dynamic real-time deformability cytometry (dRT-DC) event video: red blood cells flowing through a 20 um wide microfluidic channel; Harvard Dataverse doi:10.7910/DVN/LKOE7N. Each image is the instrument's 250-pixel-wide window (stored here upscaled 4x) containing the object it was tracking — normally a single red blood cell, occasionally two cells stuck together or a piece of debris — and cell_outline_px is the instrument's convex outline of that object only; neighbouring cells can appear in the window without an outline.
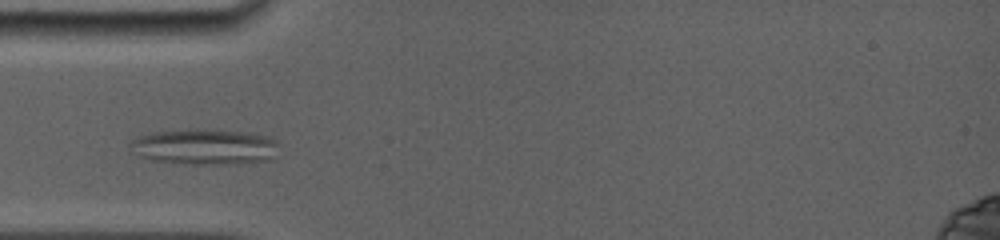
{"species": "common noctule bat (a hibernating species)", "species_latin": "Nyctalus noctula", "temperature_condition": "room temperature", "stored_images_in_passage": 22, "camera_frame_rate_fps": 5000, "um_per_image_px": 0.085, "animal": {"sex": "female", "body_mass_g": 19.0, "forearm_length_mm": 56.7}, "frame": {"image": 1, "passage_image": 6, "time_ms": 2.6, "image_size_px": [1000, 240], "cell_outline_px": [[280, 144], [276, 156], [272, 160], [236, 164], [196, 164], [152, 160], [136, 156], [128, 144], [132, 140], [140, 136], [156, 132], [196, 128], [204, 128], [240, 132], [264, 136], [276, 140]], "centroid_in_image_um": [17.42, 12.48], "position_along_channel_um": 67.6, "area_um2": 31.21}}
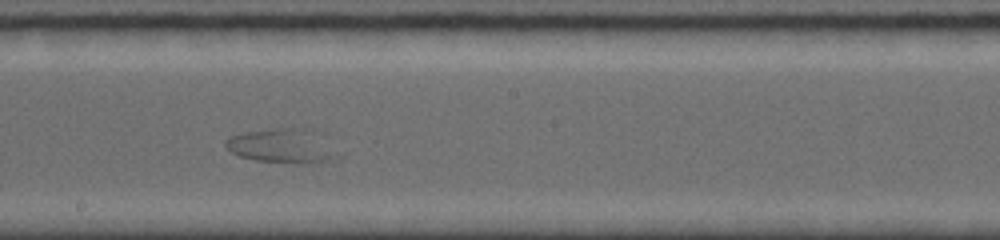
{"frame": {"image": 2, "passage_image": 12, "time_ms": 7.0, "image_size_px": [1000, 240], "cell_outline_px": [[344, 156], [328, 160], [296, 164], [256, 160], [240, 156], [232, 152], [224, 144], [224, 140], [228, 136], [248, 132], [276, 128], [300, 128], [344, 152]], "centroid_in_image_um": [23.97, 12.44], "position_along_channel_um": 224.2, "area_um2": 21.91}}
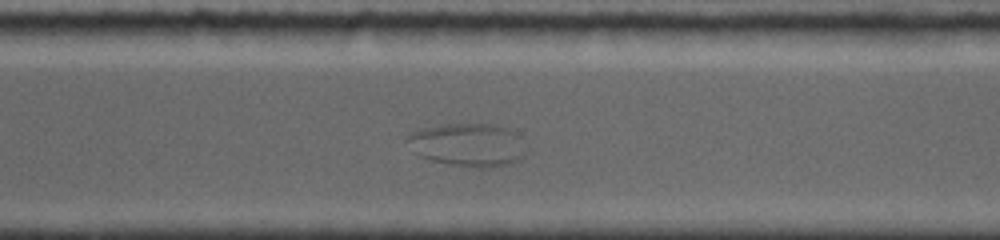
{"frame": {"image": 3, "passage_image": 16, "time_ms": 10.0, "image_size_px": [1000, 240], "cell_outline_px": [[524, 156], [508, 164], [480, 168], [448, 164], [416, 156], [412, 152], [404, 140], [412, 132], [420, 128], [440, 124], [496, 124], [508, 128], [520, 136]], "centroid_in_image_um": [39.67, 12.29], "position_along_channel_um": 330.9, "area_um2": 30.0}}